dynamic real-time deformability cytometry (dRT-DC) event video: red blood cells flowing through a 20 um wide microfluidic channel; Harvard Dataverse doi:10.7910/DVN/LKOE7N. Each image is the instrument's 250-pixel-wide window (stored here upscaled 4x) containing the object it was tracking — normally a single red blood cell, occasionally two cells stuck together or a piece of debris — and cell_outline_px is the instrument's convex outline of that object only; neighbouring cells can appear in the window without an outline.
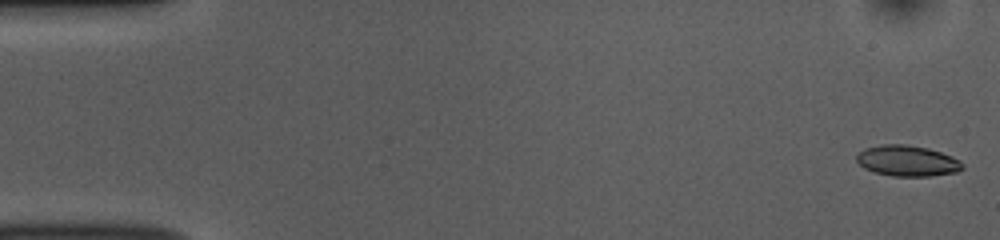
{"species": "common noctule bat (a hibernating species)", "species_latin": "Nyctalus noctula", "temperature_condition": "room temperature", "stored_images_in_passage": 52, "camera_frame_rate_fps": 3000, "um_per_image_px": 0.085, "animal": {"sex": "female", "body_mass_g": 10.0, "forearm_length_mm": 53.1}, "frame": {"image": 1, "passage_image": 1, "time_ms": 0.0, "image_size_px": [1000, 240], "cell_outline_px": [[964, 168], [956, 172], [928, 176], [892, 176], [876, 172], [864, 168], [856, 160], [856, 156], [864, 148], [880, 144], [904, 144], [928, 148], [952, 156], [960, 160], [964, 164]], "centroid_in_image_um": [77.13, 13.66], "position_along_channel_um": 7.9, "area_um2": 19.02}}
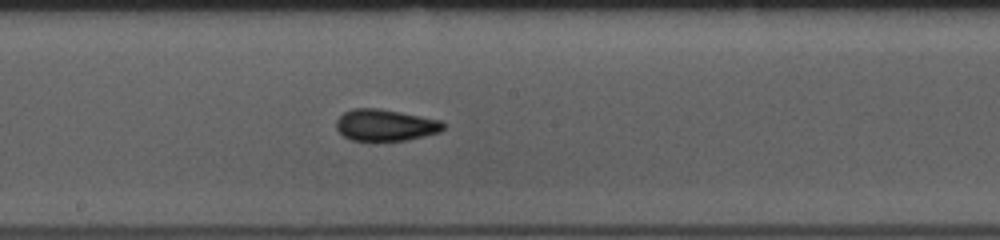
{"frame": {"image": 2, "passage_image": 28, "time_ms": 9.0, "image_size_px": [1000, 240], "cell_outline_px": [[444, 128], [440, 132], [408, 140], [352, 140], [344, 136], [336, 128], [336, 120], [344, 112], [352, 108], [380, 108], [440, 120], [444, 124]], "centroid_in_image_um": [32.74, 10.62], "position_along_channel_um": 215.5, "area_um2": 19.59}}
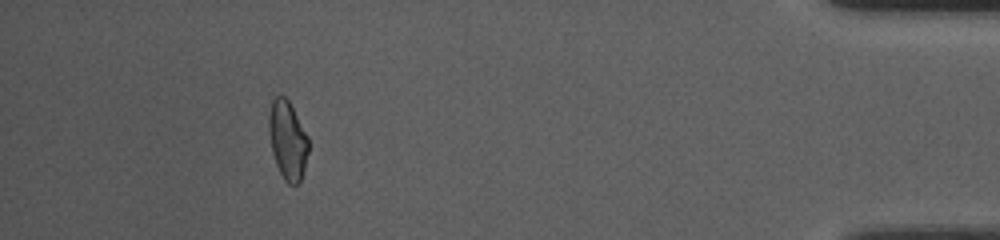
{"frame": {"image": 3, "passage_image": 48, "time_ms": 15.667, "image_size_px": [1000, 240], "cell_outline_px": [[308, 152], [300, 184], [288, 184], [284, 180], [276, 164], [272, 152], [268, 132], [268, 116], [272, 100], [276, 96], [284, 96], [288, 100], [308, 136]], "centroid_in_image_um": [24.43, 11.92], "position_along_channel_um": 410.8, "area_um2": 18.15}, "authors_computed_cell_mechanics": {"area_um2": 19.1029, "velocity_mm_per_s": 3.7927, "shape_relaxation_time_tau1_ms": 4.818, "shape_relaxation_time_tau2_ms": 1.7832, "deformation_change_tau1": 0.1315, "deformation_change_tau2": 0.0757}}